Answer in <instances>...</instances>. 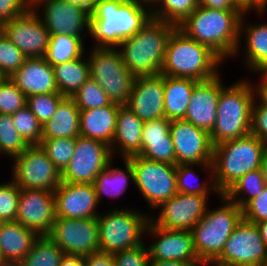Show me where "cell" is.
Masks as SVG:
<instances>
[{"label": "cell", "instance_id": "8992f818", "mask_svg": "<svg viewBox=\"0 0 267 266\" xmlns=\"http://www.w3.org/2000/svg\"><path fill=\"white\" fill-rule=\"evenodd\" d=\"M255 97L254 85L246 79L231 86L222 84L216 122L209 133L213 146L250 134L251 108Z\"/></svg>", "mask_w": 267, "mask_h": 266}, {"label": "cell", "instance_id": "b9f144b4", "mask_svg": "<svg viewBox=\"0 0 267 266\" xmlns=\"http://www.w3.org/2000/svg\"><path fill=\"white\" fill-rule=\"evenodd\" d=\"M65 98L60 93L35 94L27 97L26 106L43 125L52 118L59 103Z\"/></svg>", "mask_w": 267, "mask_h": 266}, {"label": "cell", "instance_id": "11a10c76", "mask_svg": "<svg viewBox=\"0 0 267 266\" xmlns=\"http://www.w3.org/2000/svg\"><path fill=\"white\" fill-rule=\"evenodd\" d=\"M256 74H260L259 77H261L262 80L260 83H257L258 85H256V87L254 88V93L257 95V98L255 97V99L261 101L259 103L267 105V70H258L255 71ZM262 74V75H261Z\"/></svg>", "mask_w": 267, "mask_h": 266}, {"label": "cell", "instance_id": "ac0fdd59", "mask_svg": "<svg viewBox=\"0 0 267 266\" xmlns=\"http://www.w3.org/2000/svg\"><path fill=\"white\" fill-rule=\"evenodd\" d=\"M31 6L33 9L44 7V16L42 15L40 18L50 35L84 37L87 36L83 32L84 30L89 33L90 13L84 8H79L63 0H34Z\"/></svg>", "mask_w": 267, "mask_h": 266}, {"label": "cell", "instance_id": "c3c4849f", "mask_svg": "<svg viewBox=\"0 0 267 266\" xmlns=\"http://www.w3.org/2000/svg\"><path fill=\"white\" fill-rule=\"evenodd\" d=\"M113 255L116 266H148L149 252L144 243L132 249L118 251Z\"/></svg>", "mask_w": 267, "mask_h": 266}, {"label": "cell", "instance_id": "d6a6232c", "mask_svg": "<svg viewBox=\"0 0 267 266\" xmlns=\"http://www.w3.org/2000/svg\"><path fill=\"white\" fill-rule=\"evenodd\" d=\"M85 52L83 37L70 35H50L45 60L51 65L62 64L77 59Z\"/></svg>", "mask_w": 267, "mask_h": 266}, {"label": "cell", "instance_id": "8fae6325", "mask_svg": "<svg viewBox=\"0 0 267 266\" xmlns=\"http://www.w3.org/2000/svg\"><path fill=\"white\" fill-rule=\"evenodd\" d=\"M12 160V180L20 189L54 192L62 182L61 172L40 145L29 146Z\"/></svg>", "mask_w": 267, "mask_h": 266}, {"label": "cell", "instance_id": "83f0119b", "mask_svg": "<svg viewBox=\"0 0 267 266\" xmlns=\"http://www.w3.org/2000/svg\"><path fill=\"white\" fill-rule=\"evenodd\" d=\"M80 136V110L71 97H65L52 118L42 125V139Z\"/></svg>", "mask_w": 267, "mask_h": 266}, {"label": "cell", "instance_id": "e0dca14e", "mask_svg": "<svg viewBox=\"0 0 267 266\" xmlns=\"http://www.w3.org/2000/svg\"><path fill=\"white\" fill-rule=\"evenodd\" d=\"M208 197L202 195L177 193L157 208L158 216L149 220L159 228L170 230H189L200 221L208 210Z\"/></svg>", "mask_w": 267, "mask_h": 266}, {"label": "cell", "instance_id": "e7e4bbea", "mask_svg": "<svg viewBox=\"0 0 267 266\" xmlns=\"http://www.w3.org/2000/svg\"><path fill=\"white\" fill-rule=\"evenodd\" d=\"M7 79L6 75L0 70V84Z\"/></svg>", "mask_w": 267, "mask_h": 266}, {"label": "cell", "instance_id": "7dc6e473", "mask_svg": "<svg viewBox=\"0 0 267 266\" xmlns=\"http://www.w3.org/2000/svg\"><path fill=\"white\" fill-rule=\"evenodd\" d=\"M243 219L253 224L267 220V185L262 193L242 208Z\"/></svg>", "mask_w": 267, "mask_h": 266}, {"label": "cell", "instance_id": "7a4b0ae2", "mask_svg": "<svg viewBox=\"0 0 267 266\" xmlns=\"http://www.w3.org/2000/svg\"><path fill=\"white\" fill-rule=\"evenodd\" d=\"M243 14V10H214L199 5L177 27L224 61L236 57L241 48L240 21Z\"/></svg>", "mask_w": 267, "mask_h": 266}, {"label": "cell", "instance_id": "f907efd6", "mask_svg": "<svg viewBox=\"0 0 267 266\" xmlns=\"http://www.w3.org/2000/svg\"><path fill=\"white\" fill-rule=\"evenodd\" d=\"M170 124L171 120L166 117L144 121L142 140L172 139Z\"/></svg>", "mask_w": 267, "mask_h": 266}, {"label": "cell", "instance_id": "d6986e66", "mask_svg": "<svg viewBox=\"0 0 267 266\" xmlns=\"http://www.w3.org/2000/svg\"><path fill=\"white\" fill-rule=\"evenodd\" d=\"M56 218L55 196L51 191L21 189L16 222L39 236L48 235Z\"/></svg>", "mask_w": 267, "mask_h": 266}, {"label": "cell", "instance_id": "ba28073f", "mask_svg": "<svg viewBox=\"0 0 267 266\" xmlns=\"http://www.w3.org/2000/svg\"><path fill=\"white\" fill-rule=\"evenodd\" d=\"M107 212L97 217L101 252L114 254L144 243L142 237L151 215L128 208H114Z\"/></svg>", "mask_w": 267, "mask_h": 266}, {"label": "cell", "instance_id": "d590c367", "mask_svg": "<svg viewBox=\"0 0 267 266\" xmlns=\"http://www.w3.org/2000/svg\"><path fill=\"white\" fill-rule=\"evenodd\" d=\"M65 253L47 235L39 236L17 266H59Z\"/></svg>", "mask_w": 267, "mask_h": 266}, {"label": "cell", "instance_id": "1f68e13d", "mask_svg": "<svg viewBox=\"0 0 267 266\" xmlns=\"http://www.w3.org/2000/svg\"><path fill=\"white\" fill-rule=\"evenodd\" d=\"M123 160L125 166L124 170L117 167H111L112 160L109 165L96 176L93 185L95 187L98 203L104 194L112 198L122 195L129 186L128 181H130V178L131 182H134V173L131 162L126 158Z\"/></svg>", "mask_w": 267, "mask_h": 266}, {"label": "cell", "instance_id": "f6af8a7d", "mask_svg": "<svg viewBox=\"0 0 267 266\" xmlns=\"http://www.w3.org/2000/svg\"><path fill=\"white\" fill-rule=\"evenodd\" d=\"M26 103L27 97L9 78L0 84V114L13 115Z\"/></svg>", "mask_w": 267, "mask_h": 266}, {"label": "cell", "instance_id": "94428289", "mask_svg": "<svg viewBox=\"0 0 267 266\" xmlns=\"http://www.w3.org/2000/svg\"><path fill=\"white\" fill-rule=\"evenodd\" d=\"M256 225L260 231L263 241L265 242L267 246V220L258 222L256 223Z\"/></svg>", "mask_w": 267, "mask_h": 266}, {"label": "cell", "instance_id": "db71d44e", "mask_svg": "<svg viewBox=\"0 0 267 266\" xmlns=\"http://www.w3.org/2000/svg\"><path fill=\"white\" fill-rule=\"evenodd\" d=\"M199 5L214 10H243L234 0H199Z\"/></svg>", "mask_w": 267, "mask_h": 266}, {"label": "cell", "instance_id": "89a4df30", "mask_svg": "<svg viewBox=\"0 0 267 266\" xmlns=\"http://www.w3.org/2000/svg\"><path fill=\"white\" fill-rule=\"evenodd\" d=\"M154 0H146V3L151 4Z\"/></svg>", "mask_w": 267, "mask_h": 266}, {"label": "cell", "instance_id": "003e7915", "mask_svg": "<svg viewBox=\"0 0 267 266\" xmlns=\"http://www.w3.org/2000/svg\"><path fill=\"white\" fill-rule=\"evenodd\" d=\"M4 224V221L2 220V218L0 217V227Z\"/></svg>", "mask_w": 267, "mask_h": 266}, {"label": "cell", "instance_id": "484cf974", "mask_svg": "<svg viewBox=\"0 0 267 266\" xmlns=\"http://www.w3.org/2000/svg\"><path fill=\"white\" fill-rule=\"evenodd\" d=\"M143 124L144 121L126 105L119 106L116 130L110 146L113 156L117 149L123 159L141 153Z\"/></svg>", "mask_w": 267, "mask_h": 266}, {"label": "cell", "instance_id": "f5cc1de1", "mask_svg": "<svg viewBox=\"0 0 267 266\" xmlns=\"http://www.w3.org/2000/svg\"><path fill=\"white\" fill-rule=\"evenodd\" d=\"M84 259L86 266H116L114 255L106 252H94Z\"/></svg>", "mask_w": 267, "mask_h": 266}, {"label": "cell", "instance_id": "3957f363", "mask_svg": "<svg viewBox=\"0 0 267 266\" xmlns=\"http://www.w3.org/2000/svg\"><path fill=\"white\" fill-rule=\"evenodd\" d=\"M176 27L151 17L136 34L122 40L119 51L135 77L161 73L169 37Z\"/></svg>", "mask_w": 267, "mask_h": 266}, {"label": "cell", "instance_id": "52a82bcc", "mask_svg": "<svg viewBox=\"0 0 267 266\" xmlns=\"http://www.w3.org/2000/svg\"><path fill=\"white\" fill-rule=\"evenodd\" d=\"M219 196L220 202L225 204L208 209L191 229L194 249L203 265L213 263L220 256L226 241L243 218L242 208L223 194Z\"/></svg>", "mask_w": 267, "mask_h": 266}, {"label": "cell", "instance_id": "836d02e7", "mask_svg": "<svg viewBox=\"0 0 267 266\" xmlns=\"http://www.w3.org/2000/svg\"><path fill=\"white\" fill-rule=\"evenodd\" d=\"M265 186L261 168H258L240 177L223 195L243 208L250 200L259 196Z\"/></svg>", "mask_w": 267, "mask_h": 266}, {"label": "cell", "instance_id": "bcb514c9", "mask_svg": "<svg viewBox=\"0 0 267 266\" xmlns=\"http://www.w3.org/2000/svg\"><path fill=\"white\" fill-rule=\"evenodd\" d=\"M20 190L12 179L0 184V217L4 222L16 220Z\"/></svg>", "mask_w": 267, "mask_h": 266}, {"label": "cell", "instance_id": "6da1fadb", "mask_svg": "<svg viewBox=\"0 0 267 266\" xmlns=\"http://www.w3.org/2000/svg\"><path fill=\"white\" fill-rule=\"evenodd\" d=\"M150 4L139 0H99L90 13L93 47L117 48L151 18Z\"/></svg>", "mask_w": 267, "mask_h": 266}, {"label": "cell", "instance_id": "5b68a950", "mask_svg": "<svg viewBox=\"0 0 267 266\" xmlns=\"http://www.w3.org/2000/svg\"><path fill=\"white\" fill-rule=\"evenodd\" d=\"M266 150L267 145L252 134L213 146L211 179L218 192L223 194L240 177L260 168Z\"/></svg>", "mask_w": 267, "mask_h": 266}, {"label": "cell", "instance_id": "ee69618b", "mask_svg": "<svg viewBox=\"0 0 267 266\" xmlns=\"http://www.w3.org/2000/svg\"><path fill=\"white\" fill-rule=\"evenodd\" d=\"M27 57L4 34H0V70L9 78Z\"/></svg>", "mask_w": 267, "mask_h": 266}, {"label": "cell", "instance_id": "74e56055", "mask_svg": "<svg viewBox=\"0 0 267 266\" xmlns=\"http://www.w3.org/2000/svg\"><path fill=\"white\" fill-rule=\"evenodd\" d=\"M39 145L62 173L74 154L76 138L41 139Z\"/></svg>", "mask_w": 267, "mask_h": 266}, {"label": "cell", "instance_id": "ab89813d", "mask_svg": "<svg viewBox=\"0 0 267 266\" xmlns=\"http://www.w3.org/2000/svg\"><path fill=\"white\" fill-rule=\"evenodd\" d=\"M71 98L79 110L96 109L111 103L104 90L91 78L86 80Z\"/></svg>", "mask_w": 267, "mask_h": 266}, {"label": "cell", "instance_id": "816d5d0a", "mask_svg": "<svg viewBox=\"0 0 267 266\" xmlns=\"http://www.w3.org/2000/svg\"><path fill=\"white\" fill-rule=\"evenodd\" d=\"M31 5L29 0H0V24L21 16L32 7Z\"/></svg>", "mask_w": 267, "mask_h": 266}, {"label": "cell", "instance_id": "be15d7a7", "mask_svg": "<svg viewBox=\"0 0 267 266\" xmlns=\"http://www.w3.org/2000/svg\"><path fill=\"white\" fill-rule=\"evenodd\" d=\"M247 13V0H234Z\"/></svg>", "mask_w": 267, "mask_h": 266}, {"label": "cell", "instance_id": "7bdbcfd3", "mask_svg": "<svg viewBox=\"0 0 267 266\" xmlns=\"http://www.w3.org/2000/svg\"><path fill=\"white\" fill-rule=\"evenodd\" d=\"M139 156L157 162L176 165V154L172 139L142 140Z\"/></svg>", "mask_w": 267, "mask_h": 266}, {"label": "cell", "instance_id": "60d3db41", "mask_svg": "<svg viewBox=\"0 0 267 266\" xmlns=\"http://www.w3.org/2000/svg\"><path fill=\"white\" fill-rule=\"evenodd\" d=\"M194 164H181L176 166V182H177V191L179 193H186V194H194V195H202V196H209L210 190H213L215 193L219 194L214 181L208 183H199L196 186H192L191 179H197L198 175L194 172ZM195 173V174H194ZM193 177V178H192ZM190 180V181H189Z\"/></svg>", "mask_w": 267, "mask_h": 266}, {"label": "cell", "instance_id": "680465c9", "mask_svg": "<svg viewBox=\"0 0 267 266\" xmlns=\"http://www.w3.org/2000/svg\"><path fill=\"white\" fill-rule=\"evenodd\" d=\"M256 9L258 13L264 14L267 8V0H247V13L250 10Z\"/></svg>", "mask_w": 267, "mask_h": 266}, {"label": "cell", "instance_id": "f35d334b", "mask_svg": "<svg viewBox=\"0 0 267 266\" xmlns=\"http://www.w3.org/2000/svg\"><path fill=\"white\" fill-rule=\"evenodd\" d=\"M11 116L17 132L29 146L41 143L42 124L27 106Z\"/></svg>", "mask_w": 267, "mask_h": 266}, {"label": "cell", "instance_id": "03108f58", "mask_svg": "<svg viewBox=\"0 0 267 266\" xmlns=\"http://www.w3.org/2000/svg\"><path fill=\"white\" fill-rule=\"evenodd\" d=\"M92 6H94L99 0H87Z\"/></svg>", "mask_w": 267, "mask_h": 266}, {"label": "cell", "instance_id": "277c9868", "mask_svg": "<svg viewBox=\"0 0 267 266\" xmlns=\"http://www.w3.org/2000/svg\"><path fill=\"white\" fill-rule=\"evenodd\" d=\"M223 62L210 48L176 27L169 37L160 74L205 81L218 75Z\"/></svg>", "mask_w": 267, "mask_h": 266}, {"label": "cell", "instance_id": "8d00e7d4", "mask_svg": "<svg viewBox=\"0 0 267 266\" xmlns=\"http://www.w3.org/2000/svg\"><path fill=\"white\" fill-rule=\"evenodd\" d=\"M29 145L17 132L11 115L0 114V154L13 159L23 153Z\"/></svg>", "mask_w": 267, "mask_h": 266}, {"label": "cell", "instance_id": "ffe728a7", "mask_svg": "<svg viewBox=\"0 0 267 266\" xmlns=\"http://www.w3.org/2000/svg\"><path fill=\"white\" fill-rule=\"evenodd\" d=\"M147 233L157 239L148 246L149 260L200 262L191 231L159 228L149 220L145 229V234Z\"/></svg>", "mask_w": 267, "mask_h": 266}, {"label": "cell", "instance_id": "44dd1931", "mask_svg": "<svg viewBox=\"0 0 267 266\" xmlns=\"http://www.w3.org/2000/svg\"><path fill=\"white\" fill-rule=\"evenodd\" d=\"M56 217L72 219L97 218L95 187L89 183L61 182L54 190Z\"/></svg>", "mask_w": 267, "mask_h": 266}, {"label": "cell", "instance_id": "603a6c76", "mask_svg": "<svg viewBox=\"0 0 267 266\" xmlns=\"http://www.w3.org/2000/svg\"><path fill=\"white\" fill-rule=\"evenodd\" d=\"M222 90L219 74L212 79L198 81L183 120L210 133L217 117L218 97Z\"/></svg>", "mask_w": 267, "mask_h": 266}, {"label": "cell", "instance_id": "4dcf8cb0", "mask_svg": "<svg viewBox=\"0 0 267 266\" xmlns=\"http://www.w3.org/2000/svg\"><path fill=\"white\" fill-rule=\"evenodd\" d=\"M84 54L62 64L54 65V77L61 95L72 97L83 83L90 78L88 59Z\"/></svg>", "mask_w": 267, "mask_h": 266}, {"label": "cell", "instance_id": "753ad0ef", "mask_svg": "<svg viewBox=\"0 0 267 266\" xmlns=\"http://www.w3.org/2000/svg\"><path fill=\"white\" fill-rule=\"evenodd\" d=\"M258 266H267V263L266 264H261V265H258Z\"/></svg>", "mask_w": 267, "mask_h": 266}, {"label": "cell", "instance_id": "9c48e42d", "mask_svg": "<svg viewBox=\"0 0 267 266\" xmlns=\"http://www.w3.org/2000/svg\"><path fill=\"white\" fill-rule=\"evenodd\" d=\"M89 55L90 78L100 85L111 102L126 105L135 76L125 66L119 49L93 47Z\"/></svg>", "mask_w": 267, "mask_h": 266}, {"label": "cell", "instance_id": "4316f807", "mask_svg": "<svg viewBox=\"0 0 267 266\" xmlns=\"http://www.w3.org/2000/svg\"><path fill=\"white\" fill-rule=\"evenodd\" d=\"M119 106L120 104L111 102L100 108L80 110V136L99 140L111 146Z\"/></svg>", "mask_w": 267, "mask_h": 266}, {"label": "cell", "instance_id": "30bf717a", "mask_svg": "<svg viewBox=\"0 0 267 266\" xmlns=\"http://www.w3.org/2000/svg\"><path fill=\"white\" fill-rule=\"evenodd\" d=\"M132 165L135 187L153 209L178 193L176 166L135 155L127 158Z\"/></svg>", "mask_w": 267, "mask_h": 266}, {"label": "cell", "instance_id": "e575fe53", "mask_svg": "<svg viewBox=\"0 0 267 266\" xmlns=\"http://www.w3.org/2000/svg\"><path fill=\"white\" fill-rule=\"evenodd\" d=\"M150 6L152 18L178 26L199 6V0H154Z\"/></svg>", "mask_w": 267, "mask_h": 266}, {"label": "cell", "instance_id": "cb8c5ba5", "mask_svg": "<svg viewBox=\"0 0 267 266\" xmlns=\"http://www.w3.org/2000/svg\"><path fill=\"white\" fill-rule=\"evenodd\" d=\"M9 79L26 97L35 94L59 93L53 66L44 57L27 58Z\"/></svg>", "mask_w": 267, "mask_h": 266}, {"label": "cell", "instance_id": "2644e50d", "mask_svg": "<svg viewBox=\"0 0 267 266\" xmlns=\"http://www.w3.org/2000/svg\"><path fill=\"white\" fill-rule=\"evenodd\" d=\"M0 266H3V262L1 261V256H0Z\"/></svg>", "mask_w": 267, "mask_h": 266}, {"label": "cell", "instance_id": "7402d4cb", "mask_svg": "<svg viewBox=\"0 0 267 266\" xmlns=\"http://www.w3.org/2000/svg\"><path fill=\"white\" fill-rule=\"evenodd\" d=\"M126 106L142 121L164 118V75L136 76Z\"/></svg>", "mask_w": 267, "mask_h": 266}, {"label": "cell", "instance_id": "9a60e30c", "mask_svg": "<svg viewBox=\"0 0 267 266\" xmlns=\"http://www.w3.org/2000/svg\"><path fill=\"white\" fill-rule=\"evenodd\" d=\"M49 236L65 255L87 256L99 250L98 219L56 217Z\"/></svg>", "mask_w": 267, "mask_h": 266}, {"label": "cell", "instance_id": "a7ac6f4b", "mask_svg": "<svg viewBox=\"0 0 267 266\" xmlns=\"http://www.w3.org/2000/svg\"><path fill=\"white\" fill-rule=\"evenodd\" d=\"M204 266H217V265L210 263V264H205Z\"/></svg>", "mask_w": 267, "mask_h": 266}, {"label": "cell", "instance_id": "6125c7cd", "mask_svg": "<svg viewBox=\"0 0 267 266\" xmlns=\"http://www.w3.org/2000/svg\"><path fill=\"white\" fill-rule=\"evenodd\" d=\"M261 171L263 174L264 181L267 185V150L263 156L262 162H261Z\"/></svg>", "mask_w": 267, "mask_h": 266}, {"label": "cell", "instance_id": "2e32d148", "mask_svg": "<svg viewBox=\"0 0 267 266\" xmlns=\"http://www.w3.org/2000/svg\"><path fill=\"white\" fill-rule=\"evenodd\" d=\"M39 9L32 7L21 16L12 18L2 25L3 34L27 58L44 57L50 34L40 18Z\"/></svg>", "mask_w": 267, "mask_h": 266}, {"label": "cell", "instance_id": "91938a15", "mask_svg": "<svg viewBox=\"0 0 267 266\" xmlns=\"http://www.w3.org/2000/svg\"><path fill=\"white\" fill-rule=\"evenodd\" d=\"M65 2H69L70 4L77 6L79 8L86 9L89 13H91L93 6L87 0H63Z\"/></svg>", "mask_w": 267, "mask_h": 266}, {"label": "cell", "instance_id": "9f6ffc18", "mask_svg": "<svg viewBox=\"0 0 267 266\" xmlns=\"http://www.w3.org/2000/svg\"><path fill=\"white\" fill-rule=\"evenodd\" d=\"M148 266H204L201 262H182L178 260H149Z\"/></svg>", "mask_w": 267, "mask_h": 266}, {"label": "cell", "instance_id": "5bb4252c", "mask_svg": "<svg viewBox=\"0 0 267 266\" xmlns=\"http://www.w3.org/2000/svg\"><path fill=\"white\" fill-rule=\"evenodd\" d=\"M113 159L111 147L102 141L76 138L74 154L61 173L62 182L93 184Z\"/></svg>", "mask_w": 267, "mask_h": 266}, {"label": "cell", "instance_id": "4fadbf2b", "mask_svg": "<svg viewBox=\"0 0 267 266\" xmlns=\"http://www.w3.org/2000/svg\"><path fill=\"white\" fill-rule=\"evenodd\" d=\"M170 135L176 154V165H201L213 177L212 154L213 145L206 130L196 127L192 123L181 120H172Z\"/></svg>", "mask_w": 267, "mask_h": 266}, {"label": "cell", "instance_id": "f546056e", "mask_svg": "<svg viewBox=\"0 0 267 266\" xmlns=\"http://www.w3.org/2000/svg\"><path fill=\"white\" fill-rule=\"evenodd\" d=\"M245 14L246 12L240 21V37H246L244 48L246 52L243 54L245 63L251 72L267 70V23L245 25L247 23L245 22Z\"/></svg>", "mask_w": 267, "mask_h": 266}, {"label": "cell", "instance_id": "8c879c8a", "mask_svg": "<svg viewBox=\"0 0 267 266\" xmlns=\"http://www.w3.org/2000/svg\"><path fill=\"white\" fill-rule=\"evenodd\" d=\"M2 33V25L0 24V34Z\"/></svg>", "mask_w": 267, "mask_h": 266}, {"label": "cell", "instance_id": "d4e9b609", "mask_svg": "<svg viewBox=\"0 0 267 266\" xmlns=\"http://www.w3.org/2000/svg\"><path fill=\"white\" fill-rule=\"evenodd\" d=\"M39 235L16 221L0 227V256L3 266H17L31 251Z\"/></svg>", "mask_w": 267, "mask_h": 266}, {"label": "cell", "instance_id": "6f0895ef", "mask_svg": "<svg viewBox=\"0 0 267 266\" xmlns=\"http://www.w3.org/2000/svg\"><path fill=\"white\" fill-rule=\"evenodd\" d=\"M59 266H86L83 256L64 255Z\"/></svg>", "mask_w": 267, "mask_h": 266}, {"label": "cell", "instance_id": "7c38bea8", "mask_svg": "<svg viewBox=\"0 0 267 266\" xmlns=\"http://www.w3.org/2000/svg\"><path fill=\"white\" fill-rule=\"evenodd\" d=\"M267 263V246L256 224L241 219L226 241L217 266H258Z\"/></svg>", "mask_w": 267, "mask_h": 266}, {"label": "cell", "instance_id": "f1b7e54d", "mask_svg": "<svg viewBox=\"0 0 267 266\" xmlns=\"http://www.w3.org/2000/svg\"><path fill=\"white\" fill-rule=\"evenodd\" d=\"M197 82L191 78L164 75V109L168 120L184 119Z\"/></svg>", "mask_w": 267, "mask_h": 266}, {"label": "cell", "instance_id": "681fc988", "mask_svg": "<svg viewBox=\"0 0 267 266\" xmlns=\"http://www.w3.org/2000/svg\"><path fill=\"white\" fill-rule=\"evenodd\" d=\"M254 99L251 108L250 134L267 145V105L257 103ZM257 103V105H256Z\"/></svg>", "mask_w": 267, "mask_h": 266}]
</instances>
